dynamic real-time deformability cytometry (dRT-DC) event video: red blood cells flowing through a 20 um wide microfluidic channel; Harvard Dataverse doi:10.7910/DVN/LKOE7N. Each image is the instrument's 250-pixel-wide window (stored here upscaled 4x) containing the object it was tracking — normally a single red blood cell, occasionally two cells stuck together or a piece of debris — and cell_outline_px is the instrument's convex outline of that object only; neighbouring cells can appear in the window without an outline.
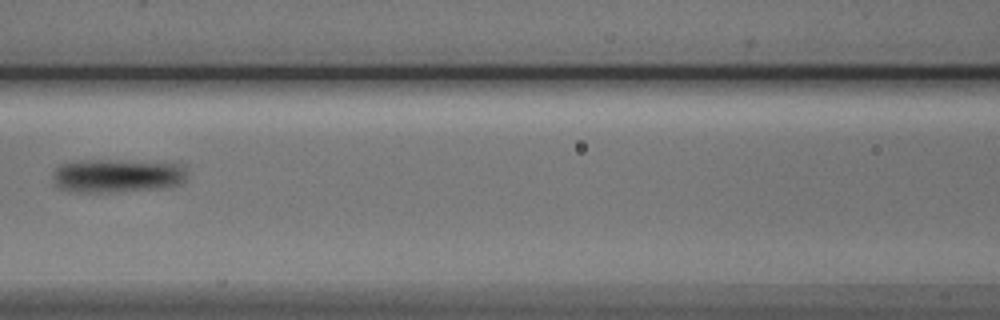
{"species": "Egyptian fruit bat (a non-hibernating species)", "species_latin": "Rousettus aegyptiacus", "temperature_condition": "cold", "stored_images_in_passage": 5, "camera_frame_rate_fps": 3000, "um_per_image_px": 0.085, "animal": {"sex": "male"}, "frame": {"image": 1, "passage_image": 5, "time_ms": 4.667, "image_size_px": [1000, 320], "cell_outline_px": [[184, 180], [180, 184], [168, 188], [108, 192], [100, 192], [60, 188], [56, 184], [52, 176], [52, 172], [60, 164], [76, 160], [112, 160], [184, 164]], "centroid_in_image_um": [9.97, 14.92], "position_along_channel_um": 156.6, "area_um2": 26.01}}